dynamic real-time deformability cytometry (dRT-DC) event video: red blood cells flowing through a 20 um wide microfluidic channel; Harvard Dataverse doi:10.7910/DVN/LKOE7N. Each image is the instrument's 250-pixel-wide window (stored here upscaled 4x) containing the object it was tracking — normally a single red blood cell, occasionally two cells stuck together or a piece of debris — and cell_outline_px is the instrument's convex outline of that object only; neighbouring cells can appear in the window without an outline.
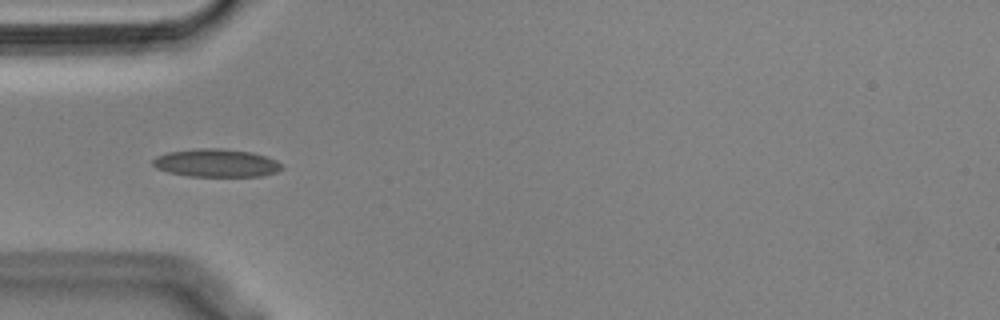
{"species": "Egyptian fruit bat (a non-hibernating species)", "species_latin": "Rousettus aegyptiacus", "temperature_condition": "cold", "stored_images_in_passage": 25, "camera_frame_rate_fps": 3000, "um_per_image_px": 0.085, "animal": {"sex": "male"}, "frame": {"image": 1, "passage_image": 4, "time_ms": 1.0, "image_size_px": [1000, 320], "cell_outline_px": [[284, 168], [276, 172], [264, 176], [188, 176], [168, 172], [156, 168], [152, 164], [152, 160], [156, 156], [168, 152], [196, 148], [220, 148], [252, 152], [276, 160]], "centroid_in_image_um": [18.36, 13.85], "position_along_channel_um": 66.6, "area_um2": 21.1}}